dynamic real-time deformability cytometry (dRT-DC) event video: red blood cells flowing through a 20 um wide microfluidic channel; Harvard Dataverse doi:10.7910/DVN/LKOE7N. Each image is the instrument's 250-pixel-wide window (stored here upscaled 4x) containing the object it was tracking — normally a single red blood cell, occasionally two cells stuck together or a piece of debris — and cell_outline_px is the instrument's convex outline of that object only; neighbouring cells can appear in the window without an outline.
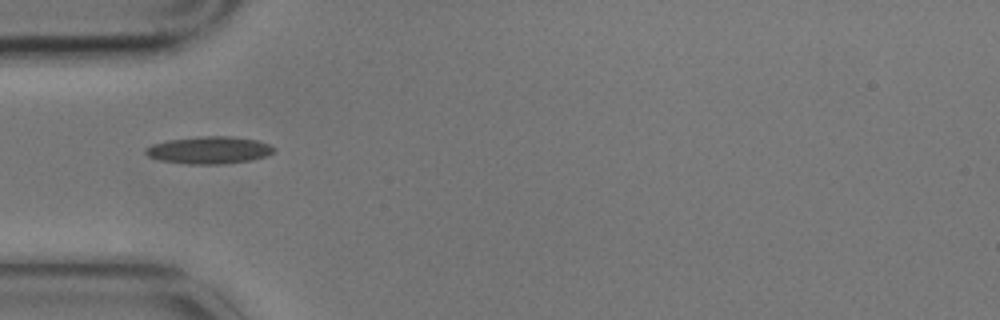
{"species": "common noctule bat (a hibernating species)", "species_latin": "Nyctalus noctula", "temperature_condition": "cold", "stored_images_in_passage": 4, "camera_frame_rate_fps": 3000, "um_per_image_px": 0.085, "animal": {"sex": "male", "body_mass_g": 17.9}, "frame": {"image": 1, "passage_image": 1, "time_ms": 0.0, "image_size_px": [1000, 320], "cell_outline_px": [[276, 152], [268, 156], [248, 160], [220, 164], [188, 164], [160, 160], [148, 156], [144, 152], [144, 148], [152, 144], [168, 140], [204, 136], [232, 136], [256, 140], [268, 144], [276, 148]], "centroid_in_image_um": [17.79, 12.76], "position_along_channel_um": 67.2, "area_um2": 20.4}}